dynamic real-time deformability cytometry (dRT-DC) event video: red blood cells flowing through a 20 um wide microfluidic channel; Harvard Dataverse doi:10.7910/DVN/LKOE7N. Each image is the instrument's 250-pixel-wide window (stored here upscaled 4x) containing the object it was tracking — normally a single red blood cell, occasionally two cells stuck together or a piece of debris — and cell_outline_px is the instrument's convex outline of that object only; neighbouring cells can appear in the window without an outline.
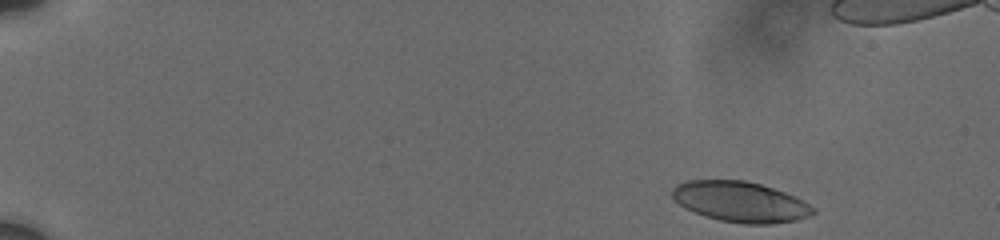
{"species": "human", "species_latin": "Homo sapiens", "temperature_condition": "cold", "stored_images_in_passage": 66, "camera_frame_rate_fps": 3000, "um_per_image_px": 0.085, "donor": {"sex": "male"}, "frame": {"image": 1, "passage_image": 3, "time_ms": 0.333, "image_size_px": [1000, 240], "cell_outline_px": [[816, 212], [808, 216], [796, 220], [772, 224], [744, 224], [720, 220], [704, 216], [680, 204], [672, 196], [672, 188], [676, 184], [688, 180], [744, 180], [760, 184], [796, 196], [816, 208]], "centroid_in_image_um": [62.96, 17.15], "position_along_channel_um": 22.0, "area_um2": 33.12}}
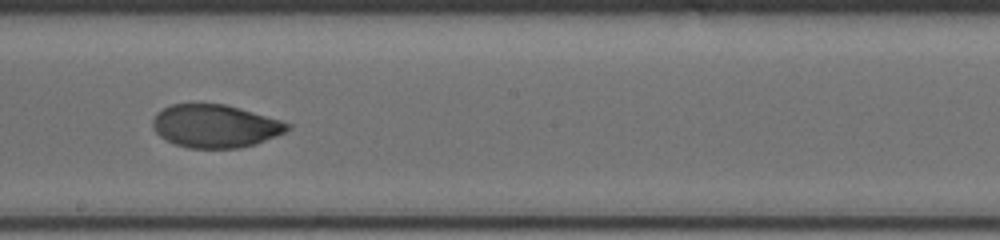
{"frame": {"image": 2, "passage_image": 37, "time_ms": 9.667, "image_size_px": [1000, 240], "cell_outline_px": [[292, 128], [284, 132], [256, 144], [240, 148], [188, 148], [164, 140], [156, 132], [152, 124], [152, 120], [156, 112], [172, 104], [224, 104], [240, 108], [280, 120], [292, 124]], "centroid_in_image_um": [18.28, 10.72], "position_along_channel_um": 229.9, "area_um2": 33.76}}
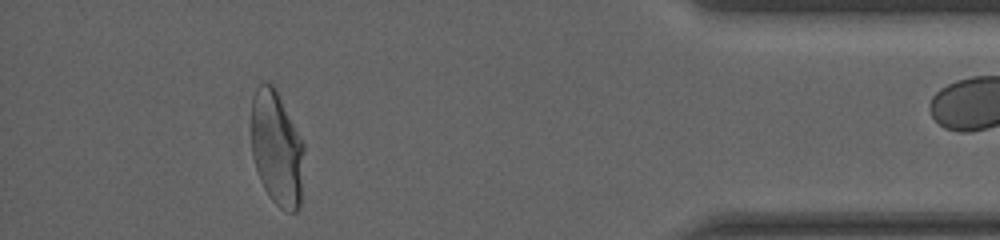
{"frame": {"image": 3, "passage_image": 59, "time_ms": 15.667, "image_size_px": [1000, 240], "cell_outline_px": [[304, 152], [300, 208], [296, 212], [288, 212], [280, 208], [268, 196], [260, 180], [252, 156], [252, 96], [256, 88], [264, 80], [268, 80], [276, 88], [304, 144]], "centroid_in_image_um": [23.53, 12.61], "position_along_channel_um": 411.7, "area_um2": 35.6}, "authors_computed_cell_mechanics": {"area_um2": 35.0268, "velocity_mm_per_s": 3.7013, "shape_relaxation_time_tau1_ms": 4.0456, "shape_relaxation_time_tau2_ms": 1.0763, "deformation_change_tau1": 0.1763, "deformation_change_tau2": 0.0422}}